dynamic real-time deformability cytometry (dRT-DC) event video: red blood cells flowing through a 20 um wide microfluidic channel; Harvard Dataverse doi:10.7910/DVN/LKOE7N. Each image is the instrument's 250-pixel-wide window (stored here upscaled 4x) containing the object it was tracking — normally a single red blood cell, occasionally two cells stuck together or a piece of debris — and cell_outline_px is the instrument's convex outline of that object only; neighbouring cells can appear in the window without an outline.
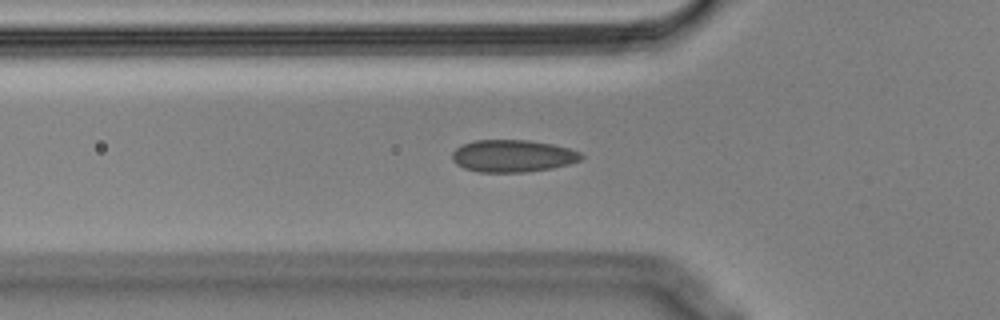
{"species": "Egyptian fruit bat (a non-hibernating species)", "species_latin": "Rousettus aegyptiacus", "temperature_condition": "cold", "stored_images_in_passage": 50, "camera_frame_rate_fps": 3000, "um_per_image_px": 0.085, "animal": {"sex": "male"}, "frame": {"image": 1, "passage_image": 13, "time_ms": 4.0, "image_size_px": [1000, 320], "cell_outline_px": [[584, 156], [580, 160], [568, 164], [552, 168], [524, 172], [480, 172], [464, 168], [456, 164], [452, 160], [452, 152], [456, 148], [464, 144], [476, 140], [528, 140], [552, 144], [568, 148], [580, 152]], "centroid_in_image_um": [43.57, 13.25], "position_along_channel_um": 82.2, "area_um2": 24.16}}
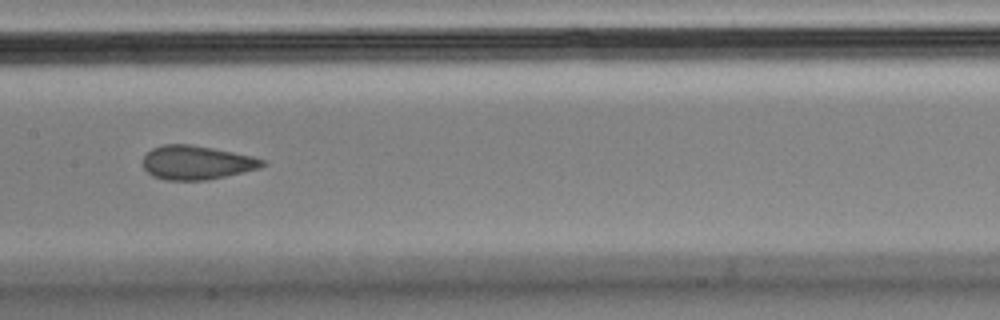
{"frame": {"image": 2, "passage_image": 22, "time_ms": 7.0, "image_size_px": [1000, 320], "cell_outline_px": [[268, 164], [260, 168], [244, 172], [204, 180], [164, 180], [152, 176], [144, 168], [144, 156], [152, 148], [164, 144], [188, 144], [212, 148], [252, 156], [264, 160]], "centroid_in_image_um": [16.71, 13.82], "position_along_channel_um": 190.7, "area_um2": 23.47}}
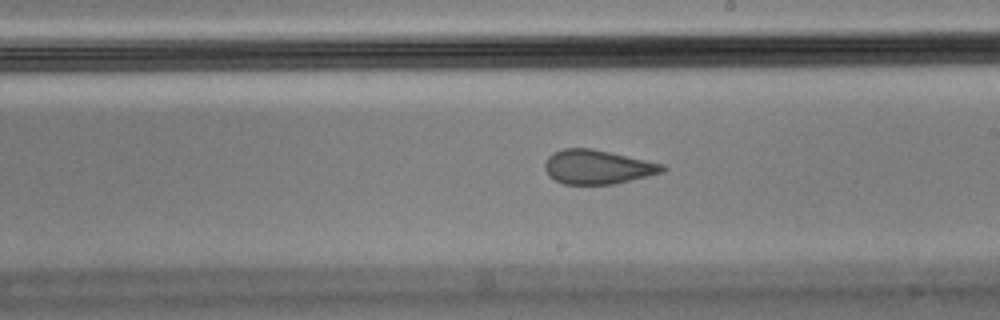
{"frame": {"image": 3, "passage_image": 26, "time_ms": 8.333, "image_size_px": [1000, 320], "cell_outline_px": [[668, 168], [664, 172], [616, 184], [564, 184], [548, 176], [544, 168], [544, 164], [548, 156], [552, 152], [564, 148], [592, 148], [664, 164]], "centroid_in_image_um": [50.79, 14.19], "position_along_channel_um": 238.2, "area_um2": 23.58}, "authors_computed_cell_mechanics": {"area_um2": 24.4494, "velocity_mm_per_s": 3.5764, "shape_relaxation_time_tau1_ms": null, "shape_relaxation_time_tau2_ms": 1.3796, "deformation_change_tau1": null, "deformation_change_tau2": 0.0831}}